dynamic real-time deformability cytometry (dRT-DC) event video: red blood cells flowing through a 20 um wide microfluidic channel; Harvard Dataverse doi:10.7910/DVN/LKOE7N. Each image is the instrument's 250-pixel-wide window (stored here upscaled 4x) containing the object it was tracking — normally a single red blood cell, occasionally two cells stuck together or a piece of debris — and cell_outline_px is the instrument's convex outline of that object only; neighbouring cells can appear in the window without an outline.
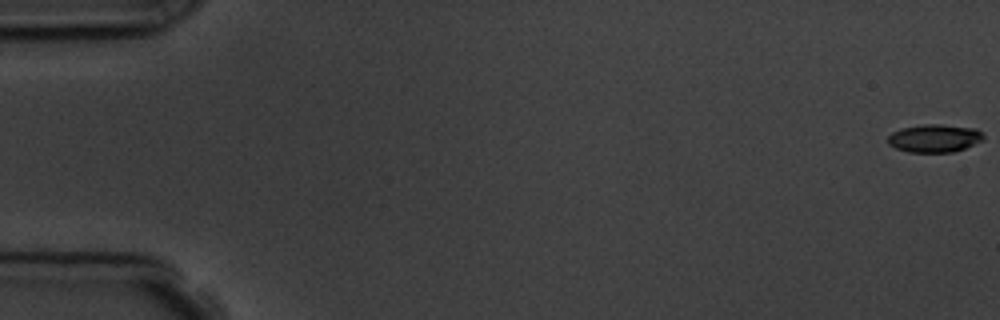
{"species": "common noctule bat (a hibernating species)", "species_latin": "Nyctalus noctula", "temperature_condition": "room temperature", "stored_images_in_passage": 6, "camera_frame_rate_fps": 3000, "um_per_image_px": 0.085, "animal": {"sex": "male", "body_mass_g": 19.5, "forearm_length_mm": 54.6}, "frame": {"image": 1, "passage_image": 1, "time_ms": 0.0, "image_size_px": [1000, 320], "cell_outline_px": [[984, 140], [964, 148], [952, 152], [908, 152], [896, 148], [888, 144], [888, 136], [892, 132], [900, 128], [924, 124], [940, 124], [976, 128], [984, 136]], "centroid_in_image_um": [79.42, 11.74], "position_along_channel_um": 5.6, "area_um2": 15.61}}
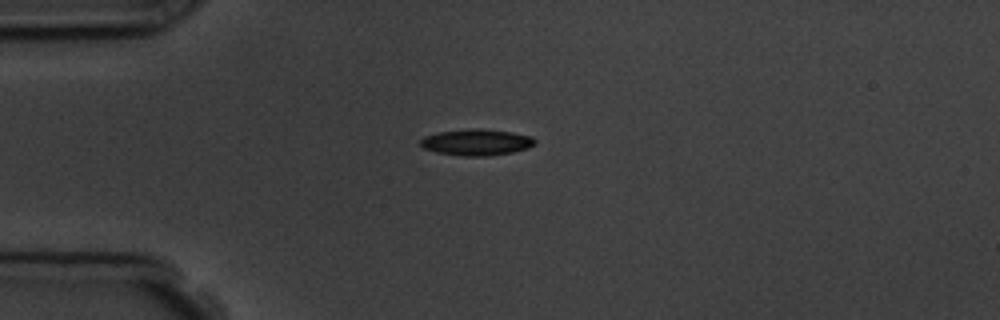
{"frame": {"image": 2, "passage_image": 5, "time_ms": 4.667, "image_size_px": [1000, 320], "cell_outline_px": [[536, 140], [528, 148], [512, 152], [484, 156], [460, 156], [436, 152], [424, 148], [420, 144], [420, 140], [424, 136], [436, 132], [472, 128], [480, 128], [512, 132], [532, 136]], "centroid_in_image_um": [40.47, 12.08], "position_along_channel_um": 44.5, "area_um2": 17.57}}